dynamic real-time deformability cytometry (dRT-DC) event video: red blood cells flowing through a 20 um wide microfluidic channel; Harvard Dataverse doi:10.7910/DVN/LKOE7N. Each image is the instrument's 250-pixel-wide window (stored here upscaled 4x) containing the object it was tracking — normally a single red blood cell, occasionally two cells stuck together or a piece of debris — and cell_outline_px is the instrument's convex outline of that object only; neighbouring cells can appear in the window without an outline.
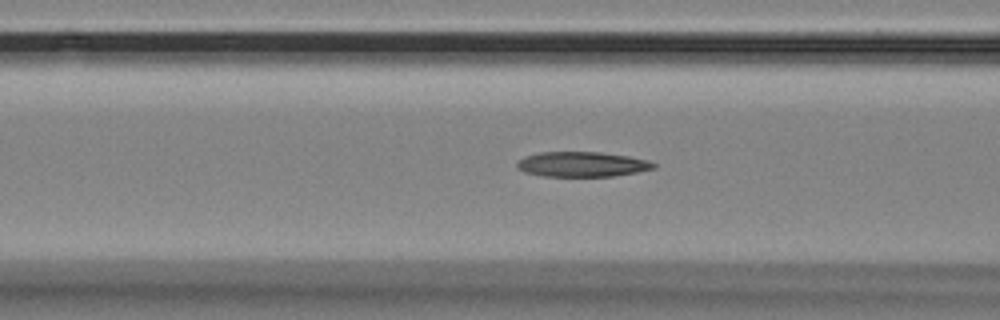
{"species": "Egyptian fruit bat (a non-hibernating species)", "species_latin": "Rousettus aegyptiacus", "temperature_condition": "room temperature", "stored_images_in_passage": 40, "camera_frame_rate_fps": 3000, "um_per_image_px": 0.085, "animal": {"sex": "female"}, "frame": {"image": 1, "passage_image": 13, "time_ms": 4.0, "image_size_px": [1000, 320], "cell_outline_px": [[656, 168], [636, 172], [612, 176], [544, 176], [524, 172], [516, 168], [516, 160], [524, 156], [540, 152], [600, 152], [628, 156], [648, 160], [656, 164]], "centroid_in_image_um": [49.43, 13.96], "position_along_channel_um": 117.2, "area_um2": 20.0}}
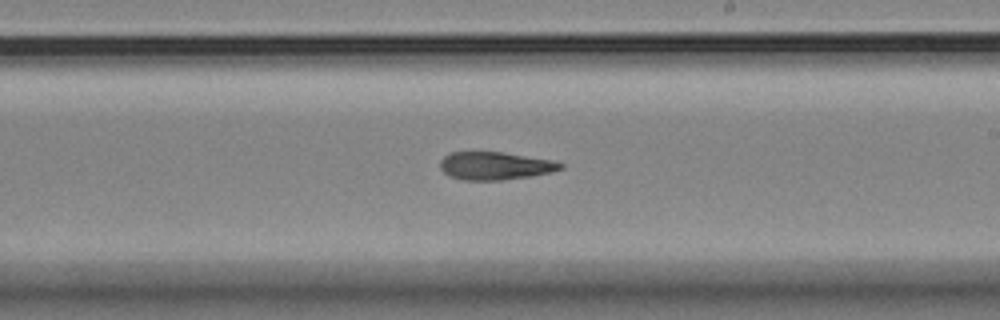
{"frame": {"image": 2, "passage_image": 24, "time_ms": 7.667, "image_size_px": [1000, 320], "cell_outline_px": [[564, 168], [552, 172], [528, 176], [500, 180], [460, 180], [444, 172], [440, 168], [440, 160], [448, 152], [504, 152], [552, 160], [564, 164]], "centroid_in_image_um": [42.07, 14.08], "position_along_channel_um": 246.9, "area_um2": 19.54}}
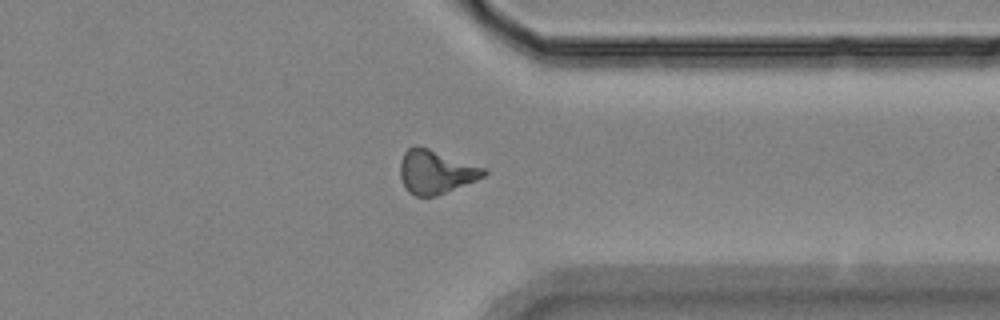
{"frame": {"image": 3, "passage_image": 35, "time_ms": 11.333, "image_size_px": [1000, 320], "cell_outline_px": [[488, 172], [484, 176], [476, 180], [436, 196], [416, 196], [408, 192], [400, 176], [400, 160], [404, 152], [408, 148], [416, 144], [428, 148], [484, 168]], "centroid_in_image_um": [37.0, 14.6], "position_along_channel_um": 374.4, "area_um2": 21.04}}